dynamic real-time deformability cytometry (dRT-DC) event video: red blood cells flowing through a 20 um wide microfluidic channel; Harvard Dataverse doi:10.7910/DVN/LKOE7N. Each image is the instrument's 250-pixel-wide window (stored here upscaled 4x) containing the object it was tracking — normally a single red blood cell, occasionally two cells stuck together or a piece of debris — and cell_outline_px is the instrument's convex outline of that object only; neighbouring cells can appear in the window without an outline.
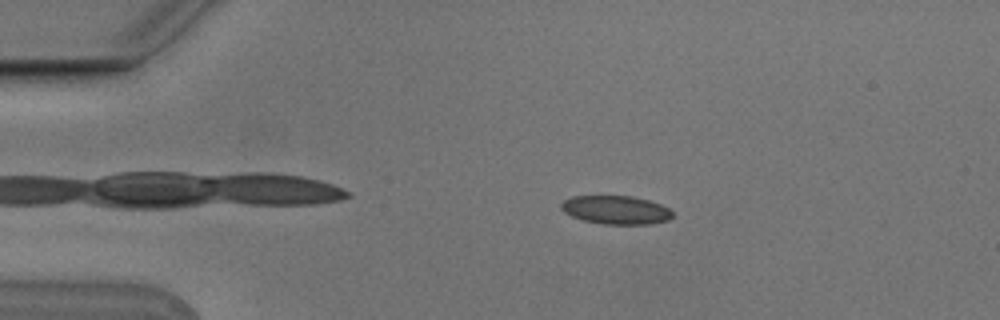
{"species": "Egyptian fruit bat (a non-hibernating species)", "species_latin": "Rousettus aegyptiacus", "temperature_condition": "cold", "stored_images_in_passage": 6, "camera_frame_rate_fps": 3000, "um_per_image_px": 0.085, "animal": {"sex": "male"}, "frame": {"image": 1, "passage_image": 2, "time_ms": 0.333, "image_size_px": [1000, 320], "cell_outline_px": [[672, 216], [668, 220], [648, 224], [604, 224], [584, 220], [572, 216], [564, 212], [560, 208], [560, 204], [564, 200], [572, 196], [632, 196], [648, 200], [660, 204], [668, 208], [672, 212]], "centroid_in_image_um": [52.33, 17.84], "position_along_channel_um": 32.7, "area_um2": 18.38}}
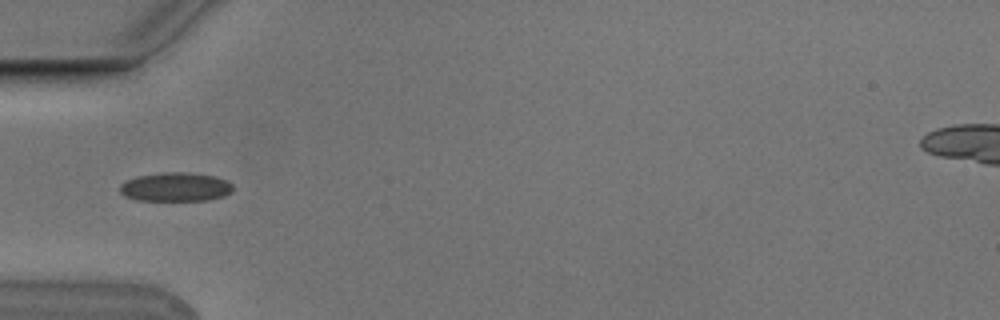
{"frame": {"image": 2, "passage_image": 4, "time_ms": 1.0, "image_size_px": [1000, 320], "cell_outline_px": [[232, 192], [224, 196], [208, 200], [136, 200], [124, 196], [120, 192], [120, 184], [136, 176], [164, 172], [188, 172], [216, 176], [228, 180], [232, 184]], "centroid_in_image_um": [14.94, 15.88], "position_along_channel_um": 70.1, "area_um2": 19.19}}
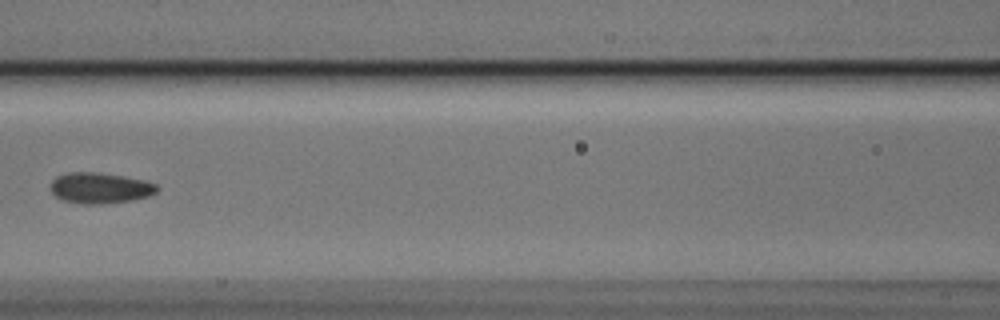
{"frame": {"image": 3, "passage_image": 6, "time_ms": 1.667, "image_size_px": [1000, 320], "cell_outline_px": [[160, 188], [156, 192], [148, 196], [132, 200], [100, 204], [84, 204], [64, 200], [56, 196], [52, 192], [52, 180], [56, 176], [68, 172], [96, 172], [124, 176], [144, 180], [156, 184]], "centroid_in_image_um": [8.52, 15.97], "position_along_channel_um": 158.1, "area_um2": 19.02}}